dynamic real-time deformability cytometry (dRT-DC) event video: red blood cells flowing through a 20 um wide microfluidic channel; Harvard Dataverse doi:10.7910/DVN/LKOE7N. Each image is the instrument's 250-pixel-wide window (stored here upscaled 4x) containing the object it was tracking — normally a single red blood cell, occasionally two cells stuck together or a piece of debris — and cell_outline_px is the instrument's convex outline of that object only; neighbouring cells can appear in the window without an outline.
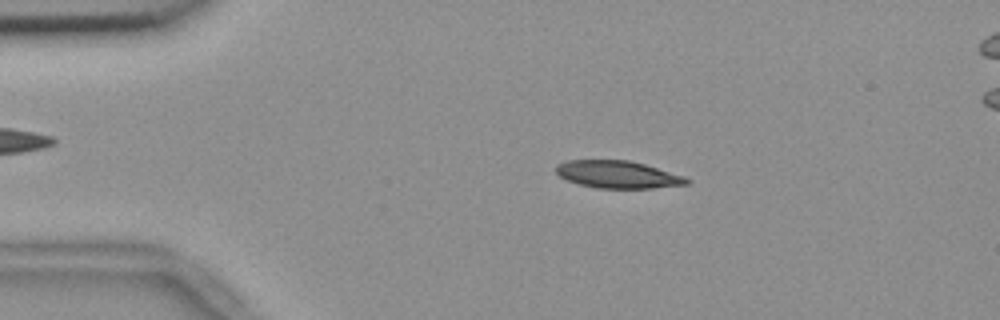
{"species": "common noctule bat (a hibernating species)", "species_latin": "Nyctalus noctula", "temperature_condition": "room temperature", "stored_images_in_passage": 50, "camera_frame_rate_fps": 3000, "um_per_image_px": 0.085, "animal": {"sex": "female", "body_mass_g": 18.4}, "frame": {"image": 1, "passage_image": 6, "time_ms": 1.667, "image_size_px": [1000, 320], "cell_outline_px": [[692, 180], [688, 184], [652, 188], [596, 188], [580, 184], [568, 180], [560, 176], [556, 172], [556, 164], [568, 160], [628, 160], [644, 164], [684, 176]], "centroid_in_image_um": [52.52, 14.83], "position_along_channel_um": 32.5, "area_um2": 20.75}}
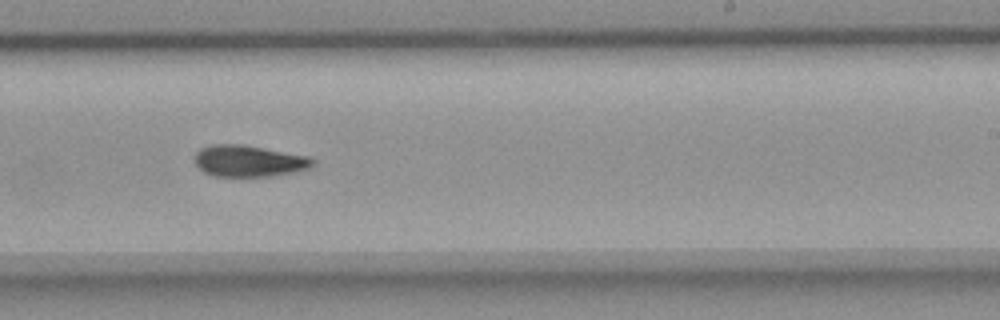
{"frame": {"image": 2, "passage_image": 29, "time_ms": 9.333, "image_size_px": [1000, 320], "cell_outline_px": [[316, 160], [308, 168], [292, 172], [272, 176], [212, 176], [204, 172], [196, 164], [196, 152], [200, 148], [212, 144], [240, 144], [308, 156]], "centroid_in_image_um": [21.13, 13.68], "position_along_channel_um": 267.9, "area_um2": 21.39}}
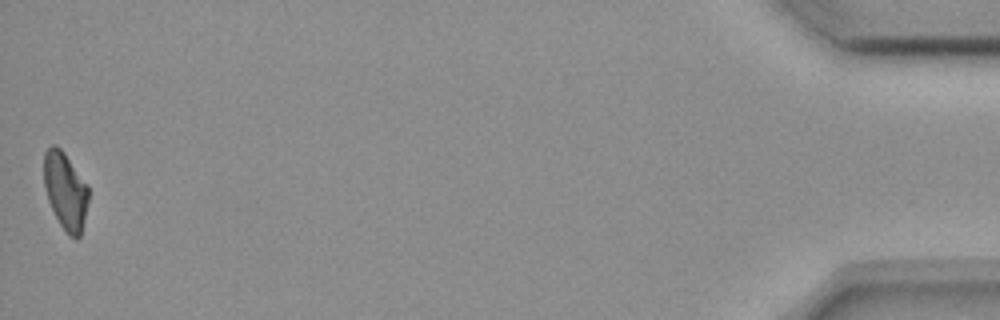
{"frame": {"image": 3, "passage_image": 50, "time_ms": 16.333, "image_size_px": [1000, 320], "cell_outline_px": [[88, 200], [84, 220], [80, 236], [76, 240], [68, 236], [64, 232], [48, 200], [44, 184], [44, 152], [52, 144], [56, 144], [64, 152], [88, 184]], "centroid_in_image_um": [5.56, 16.22], "position_along_channel_um": 429.6, "area_um2": 20.17}, "authors_computed_cell_mechanics": {"area_um2": 21.4149, "velocity_mm_per_s": 3.6608, "shape_relaxation_time_tau1_ms": 6.8839, "shape_relaxation_time_tau2_ms": null, "deformation_change_tau1": 0.1934, "deformation_change_tau2": null}}